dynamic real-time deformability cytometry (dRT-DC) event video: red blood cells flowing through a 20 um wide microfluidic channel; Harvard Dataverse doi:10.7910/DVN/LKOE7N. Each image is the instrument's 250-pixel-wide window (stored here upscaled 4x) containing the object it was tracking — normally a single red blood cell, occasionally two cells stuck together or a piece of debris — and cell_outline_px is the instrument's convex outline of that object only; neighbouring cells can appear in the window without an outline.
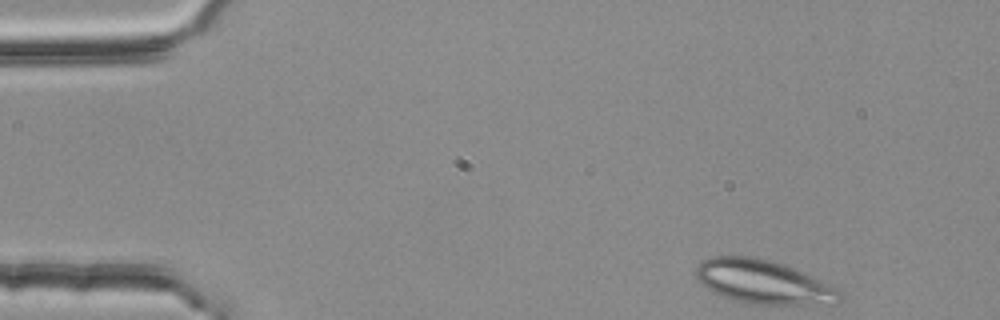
{"species": "common noctule bat (a hibernating species)", "species_latin": "Nyctalus noctula", "temperature_condition": "room temperature", "stored_images_in_passage": 44, "camera_frame_rate_fps": 3000, "um_per_image_px": 0.085, "animal": {"sex": "female", "body_mass_g": 25.1}, "frame": {"image": 1, "passage_image": 1, "time_ms": 0.0, "image_size_px": [1000, 320], "cell_outline_px": [[844, 292], [840, 300], [836, 304], [748, 304], [732, 300], [712, 292], [696, 276], [696, 268], [704, 260], [712, 256], [756, 256], [772, 260], [840, 288]], "centroid_in_image_um": [64.92, 23.97], "position_along_channel_um": 20.1, "area_um2": 36.7}}
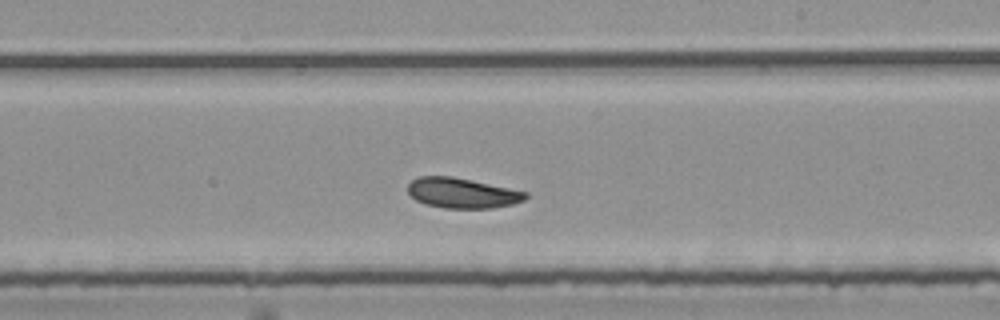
{"frame": {"image": 2, "passage_image": 27, "time_ms": 8.667, "image_size_px": [1000, 320], "cell_outline_px": [[528, 196], [524, 200], [512, 204], [492, 208], [444, 208], [424, 204], [416, 200], [408, 192], [408, 184], [412, 180], [420, 176], [452, 176], [528, 192]], "centroid_in_image_um": [39.27, 16.41], "position_along_channel_um": 249.7, "area_um2": 20.63}}
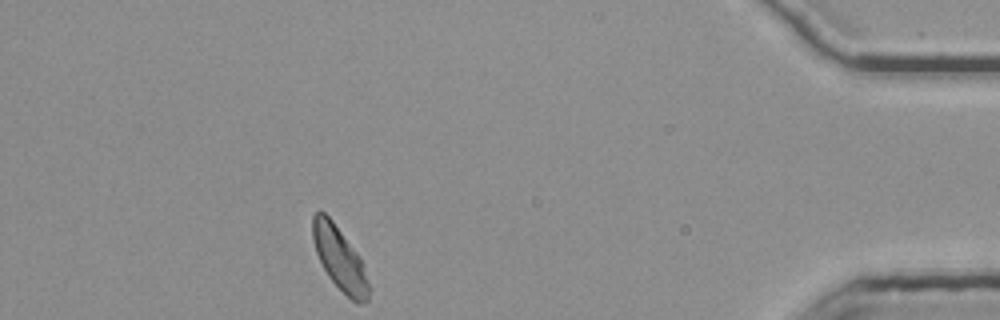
{"frame": {"image": 3, "passage_image": 44, "time_ms": 14.333, "image_size_px": [1000, 320], "cell_outline_px": [[368, 300], [364, 304], [356, 304], [328, 276], [316, 252], [312, 240], [312, 216], [320, 208], [332, 220], [360, 256], [368, 284]], "centroid_in_image_um": [28.84, 21.94], "position_along_channel_um": 406.4, "area_um2": 20.4}, "authors_computed_cell_mechanics": {"area_um2": 21.2126, "velocity_mm_per_s": 3.7324, "shape_relaxation_time_tau1_ms": null, "shape_relaxation_time_tau2_ms": 3.4037, "deformation_change_tau1": null, "deformation_change_tau2": 0.0958}}